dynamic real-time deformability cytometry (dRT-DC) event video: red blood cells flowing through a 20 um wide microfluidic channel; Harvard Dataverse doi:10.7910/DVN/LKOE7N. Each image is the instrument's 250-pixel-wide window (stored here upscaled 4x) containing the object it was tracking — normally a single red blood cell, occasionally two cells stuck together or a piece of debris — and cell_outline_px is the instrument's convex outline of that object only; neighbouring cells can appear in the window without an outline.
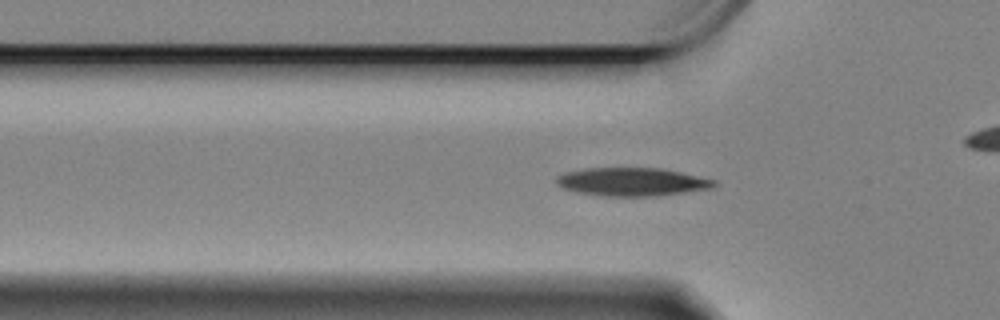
{"species": "Egyptian fruit bat (a non-hibernating species)", "species_latin": "Rousettus aegyptiacus", "temperature_condition": "cold", "stored_images_in_passage": 59, "camera_frame_rate_fps": 3000, "um_per_image_px": 0.085, "animal": {"sex": "female"}, "frame": {"image": 1, "passage_image": 17, "time_ms": 5.333, "image_size_px": [1000, 320], "cell_outline_px": [[716, 184], [712, 188], [656, 196], [604, 196], [580, 192], [564, 188], [556, 180], [556, 176], [568, 172], [584, 168], [660, 168], [680, 172], [716, 180]], "centroid_in_image_um": [53.75, 15.45], "position_along_channel_um": 72.1, "area_um2": 25.61}}
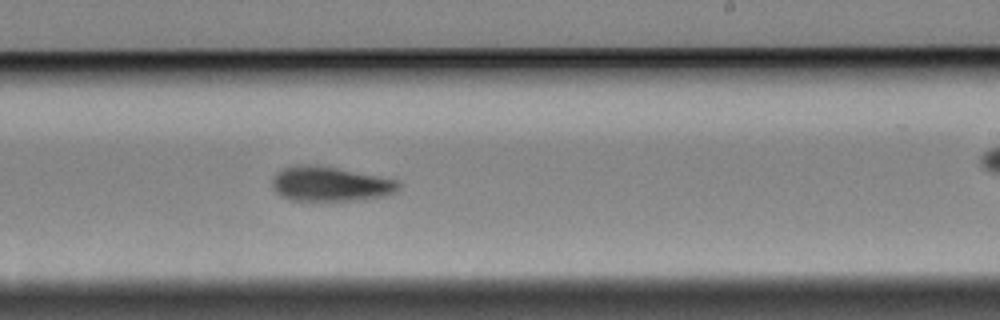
{"frame": {"image": 2, "passage_image": 34, "time_ms": 11.0, "image_size_px": [1000, 320], "cell_outline_px": [[400, 188], [396, 192], [388, 196], [356, 200], [288, 200], [280, 196], [272, 188], [272, 180], [276, 172], [284, 168], [336, 168], [396, 180], [400, 184]], "centroid_in_image_um": [28.11, 15.7], "position_along_channel_um": 260.9, "area_um2": 24.57}}
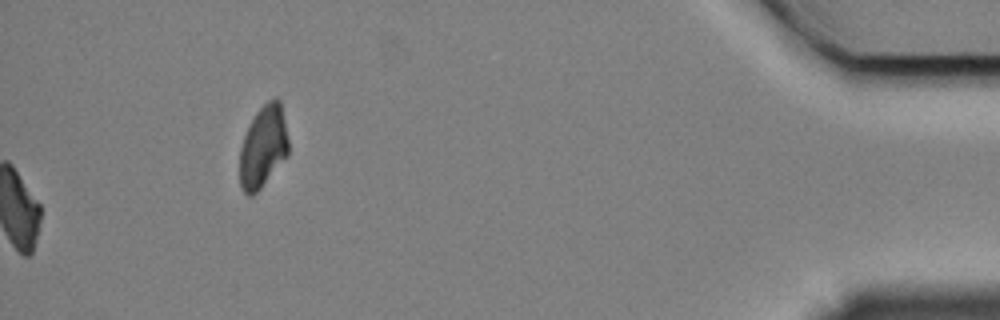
{"frame": {"image": 3, "passage_image": 59, "time_ms": 19.333, "image_size_px": [1000, 320], "cell_outline_px": [[288, 156], [260, 188], [252, 196], [248, 196], [244, 192], [240, 184], [240, 148], [244, 136], [256, 112], [268, 100], [276, 96], [280, 100], [288, 136]], "centroid_in_image_um": [22.38, 12.46], "position_along_channel_um": 412.8, "area_um2": 23.24}, "authors_computed_cell_mechanics": {"area_um2": 24.6228, "velocity_mm_per_s": 3.3222, "shape_relaxation_time_tau1_ms": 3.1786, "shape_relaxation_time_tau2_ms": 8.296, "deformation_change_tau1": 0.1236, "deformation_change_tau2": 0.1419}}